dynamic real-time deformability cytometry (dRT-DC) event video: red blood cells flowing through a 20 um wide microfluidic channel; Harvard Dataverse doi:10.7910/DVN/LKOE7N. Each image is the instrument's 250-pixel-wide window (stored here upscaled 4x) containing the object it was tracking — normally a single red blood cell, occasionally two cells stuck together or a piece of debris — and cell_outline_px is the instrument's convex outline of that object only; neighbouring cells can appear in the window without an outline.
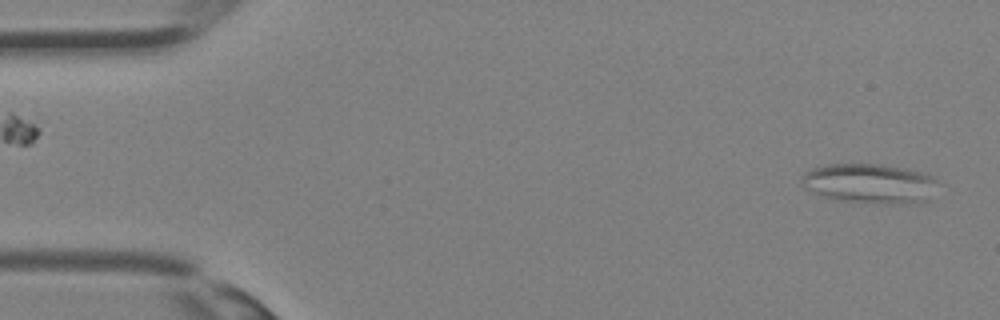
{"species": "Egyptian fruit bat (a non-hibernating species)", "species_latin": "Rousettus aegyptiacus", "temperature_condition": "room temperature", "stored_images_in_passage": 35, "camera_frame_rate_fps": 3000, "um_per_image_px": 0.085, "animal": {"sex": "female"}, "frame": {"image": 1, "passage_image": 1, "time_ms": 0.0, "image_size_px": [1000, 320], "cell_outline_px": [[936, 180], [928, 200], [920, 204], [880, 204], [836, 200], [812, 192], [804, 188], [800, 184], [800, 180], [804, 172], [812, 168], [824, 164], [880, 164], [904, 168], [924, 172], [932, 176]], "centroid_in_image_um": [73.89, 15.61], "position_along_channel_um": 11.1, "area_um2": 31.96}}
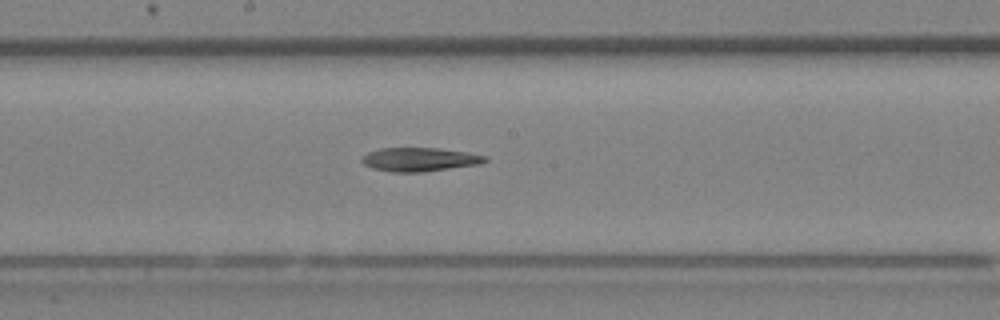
{"frame": {"image": 2, "passage_image": 18, "time_ms": 5.667, "image_size_px": [1000, 320], "cell_outline_px": [[488, 160], [480, 164], [424, 172], [392, 172], [372, 168], [364, 164], [360, 160], [360, 156], [368, 152], [380, 148], [440, 148], [488, 156]], "centroid_in_image_um": [35.64, 13.55], "position_along_channel_um": 212.6, "area_um2": 17.17}}
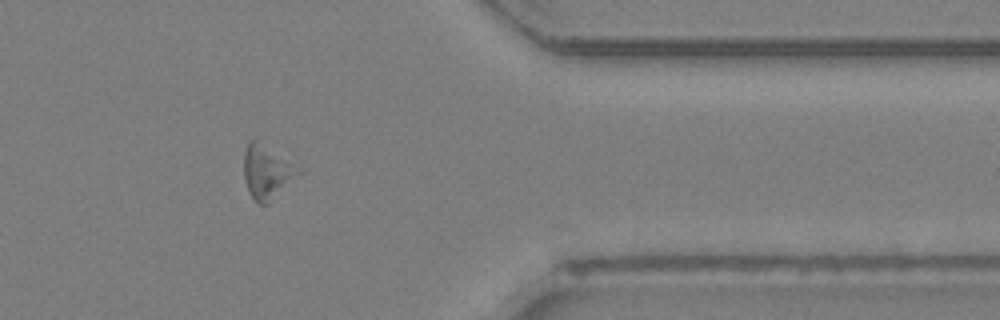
{"frame": {"image": 3, "passage_image": 28, "time_ms": 9.0, "image_size_px": [1000, 320], "cell_outline_px": [[300, 172], [268, 204], [260, 204], [252, 196], [244, 180], [244, 152], [248, 140], [256, 140]], "centroid_in_image_um": [22.58, 14.65], "position_along_channel_um": 388.8, "area_um2": 15.78}}